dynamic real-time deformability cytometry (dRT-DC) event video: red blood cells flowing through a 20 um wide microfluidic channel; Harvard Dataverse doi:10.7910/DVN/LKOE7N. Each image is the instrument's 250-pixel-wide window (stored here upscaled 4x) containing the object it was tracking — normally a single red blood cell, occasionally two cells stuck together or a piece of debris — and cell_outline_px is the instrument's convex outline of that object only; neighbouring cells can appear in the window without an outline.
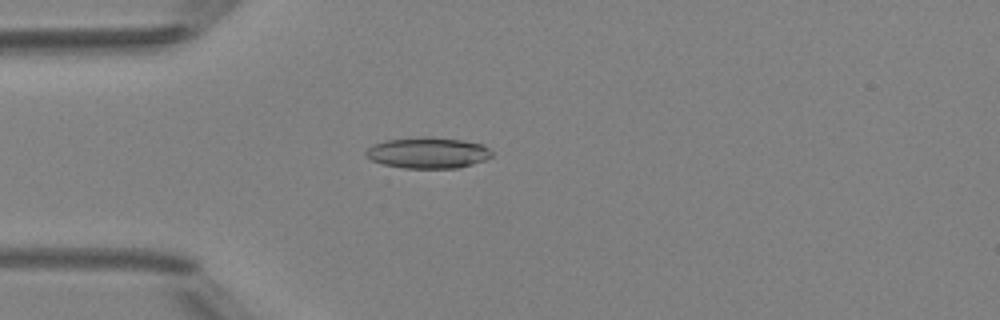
{"species": "Egyptian fruit bat (a non-hibernating species)", "species_latin": "Rousettus aegyptiacus", "temperature_condition": "room temperature", "stored_images_in_passage": 6, "camera_frame_rate_fps": 3000, "um_per_image_px": 0.085, "animal": {"sex": "female"}, "frame": {"image": 1, "passage_image": 4, "time_ms": 3.667, "image_size_px": [1000, 320], "cell_outline_px": [[492, 156], [484, 160], [460, 168], [404, 168], [384, 164], [372, 160], [364, 152], [368, 148], [384, 140], [424, 136], [428, 136], [460, 140], [484, 144], [492, 152]], "centroid_in_image_um": [36.4, 12.98], "position_along_channel_um": 48.6, "area_um2": 22.72}}
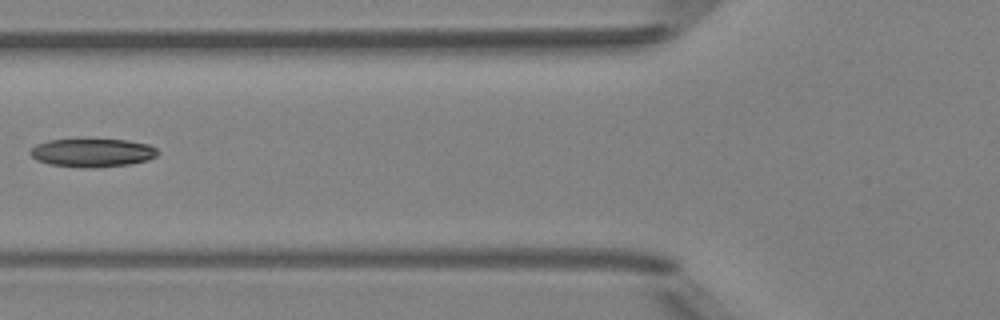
{"frame": {"image": 2, "passage_image": 6, "time_ms": 5.667, "image_size_px": [1000, 320], "cell_outline_px": [[160, 152], [156, 156], [148, 160], [132, 164], [96, 168], [80, 168], [48, 164], [36, 160], [28, 152], [36, 144], [48, 140], [80, 136], [84, 136], [128, 140], [148, 144], [156, 148]], "centroid_in_image_um": [7.83, 12.93], "position_along_channel_um": 118.0, "area_um2": 22.48}}